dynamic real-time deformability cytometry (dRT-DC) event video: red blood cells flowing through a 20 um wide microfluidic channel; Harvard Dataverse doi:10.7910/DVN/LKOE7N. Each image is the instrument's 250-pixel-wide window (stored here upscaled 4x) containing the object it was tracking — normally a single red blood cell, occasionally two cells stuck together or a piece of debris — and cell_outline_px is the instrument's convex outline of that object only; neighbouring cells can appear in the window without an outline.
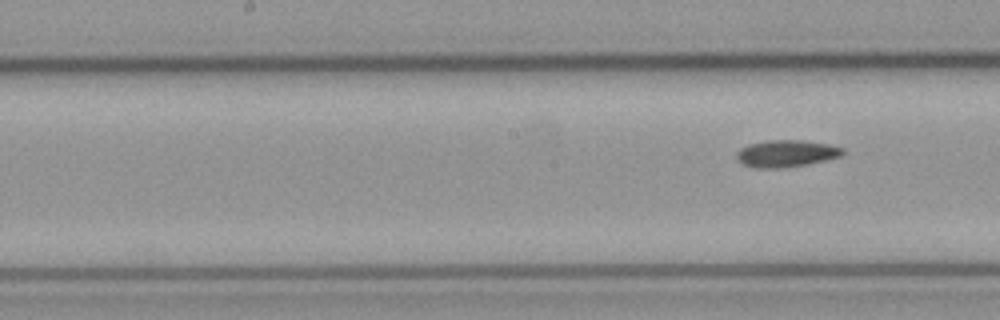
{"species": "common noctule bat (a hibernating species)", "species_latin": "Nyctalus noctula", "temperature_condition": "cold", "stored_images_in_passage": 7, "segment_of_instrument_passage": [2, 2], "camera_frame_rate_fps": 3000, "um_per_image_px": 0.085, "animal": {"sex": "male", "body_mass_g": 23.1, "forearm_length_mm": 52.7}, "frame": {"image": 1, "passage_image": 7, "time_ms": 7.667, "image_size_px": [1000, 320], "cell_outline_px": [[844, 152], [840, 156], [808, 164], [780, 168], [756, 168], [744, 164], [736, 156], [736, 152], [740, 148], [748, 144], [772, 140], [800, 140], [828, 144], [844, 148]], "centroid_in_image_um": [66.83, 13.04], "position_along_channel_um": 181.4, "area_um2": 16.47}}